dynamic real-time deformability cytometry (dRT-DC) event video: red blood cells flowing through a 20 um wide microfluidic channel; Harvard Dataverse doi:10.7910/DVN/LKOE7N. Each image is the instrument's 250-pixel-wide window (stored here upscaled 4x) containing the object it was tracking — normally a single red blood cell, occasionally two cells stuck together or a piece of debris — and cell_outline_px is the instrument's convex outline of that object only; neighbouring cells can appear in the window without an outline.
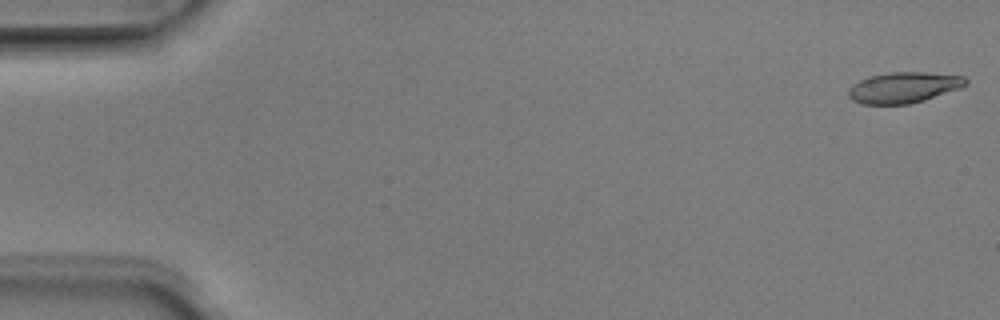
{"species": "Egyptian fruit bat (a non-hibernating species)", "species_latin": "Rousettus aegyptiacus", "temperature_condition": "room temperature", "stored_images_in_passage": 5, "camera_frame_rate_fps": 3000, "um_per_image_px": 0.085, "animal": {"sex": "male"}, "frame": {"image": 1, "passage_image": 1, "time_ms": 0.0, "image_size_px": [1000, 320], "cell_outline_px": [[968, 84], [960, 88], [924, 100], [908, 104], [860, 104], [852, 100], [848, 96], [848, 92], [852, 84], [860, 80], [872, 76], [888, 72], [924, 72], [964, 76], [968, 80]], "centroid_in_image_um": [76.81, 7.44], "position_along_channel_um": 8.2, "area_um2": 21.04}}
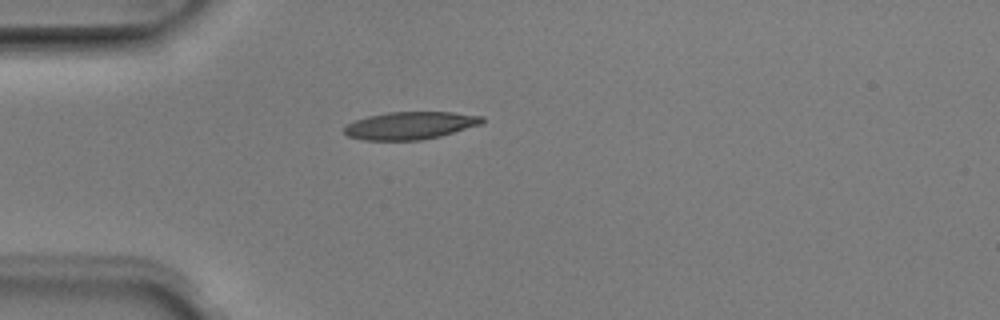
{"frame": {"image": 2, "passage_image": 5, "time_ms": 1.333, "image_size_px": [1000, 320], "cell_outline_px": [[484, 120], [480, 124], [440, 136], [420, 140], [364, 140], [348, 136], [344, 132], [344, 128], [348, 124], [356, 120], [368, 116], [388, 112], [452, 112], [484, 116]], "centroid_in_image_um": [34.86, 10.66], "position_along_channel_um": 50.1, "area_um2": 21.96}}